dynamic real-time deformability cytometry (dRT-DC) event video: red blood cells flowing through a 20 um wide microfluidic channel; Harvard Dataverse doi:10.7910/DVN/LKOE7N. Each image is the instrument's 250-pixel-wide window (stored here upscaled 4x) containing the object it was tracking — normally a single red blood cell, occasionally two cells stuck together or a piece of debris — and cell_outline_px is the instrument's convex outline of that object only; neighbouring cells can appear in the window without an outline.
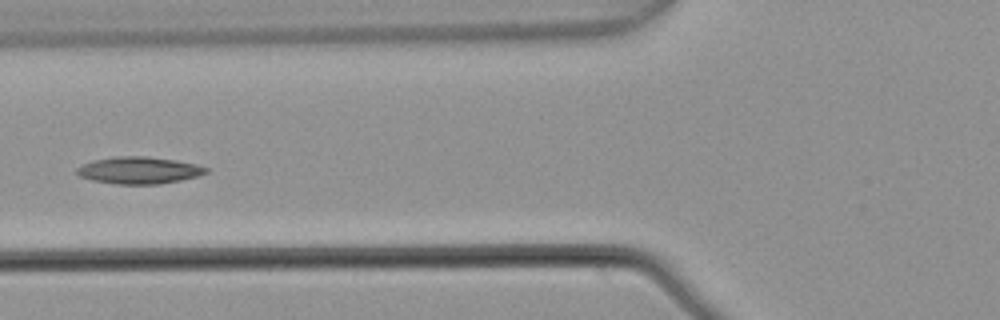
{"species": "common noctule bat (a hibernating species)", "species_latin": "Nyctalus noctula", "temperature_condition": "warm", "stored_images_in_passage": 7, "camera_frame_rate_fps": 3000, "um_per_image_px": 0.085, "animal": {"sex": "male", "body_mass_g": 21.5, "forearm_length_mm": 52.0}, "frame": {"image": 1, "passage_image": 6, "time_ms": 1.667, "image_size_px": [1000, 320], "cell_outline_px": [[208, 172], [196, 176], [180, 180], [160, 184], [116, 184], [92, 180], [80, 176], [76, 172], [76, 168], [84, 164], [96, 160], [116, 156], [148, 156], [176, 160], [196, 164], [208, 168]], "centroid_in_image_um": [11.83, 14.47], "position_along_channel_um": 114.0, "area_um2": 20.17}}
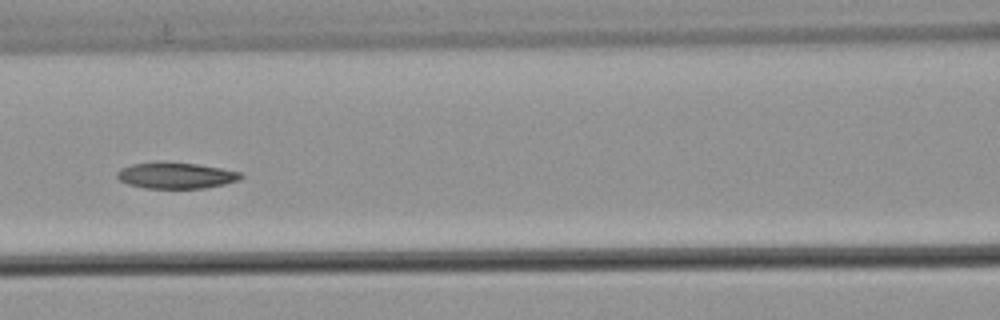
{"frame": {"image": 2, "passage_image": 7, "time_ms": 2.0, "image_size_px": [1000, 320], "cell_outline_px": [[244, 176], [240, 180], [224, 184], [204, 188], [144, 188], [128, 184], [120, 180], [116, 176], [116, 172], [120, 168], [132, 164], [196, 164], [244, 172]], "centroid_in_image_um": [15.01, 14.95], "position_along_channel_um": 151.6, "area_um2": 18.32}}